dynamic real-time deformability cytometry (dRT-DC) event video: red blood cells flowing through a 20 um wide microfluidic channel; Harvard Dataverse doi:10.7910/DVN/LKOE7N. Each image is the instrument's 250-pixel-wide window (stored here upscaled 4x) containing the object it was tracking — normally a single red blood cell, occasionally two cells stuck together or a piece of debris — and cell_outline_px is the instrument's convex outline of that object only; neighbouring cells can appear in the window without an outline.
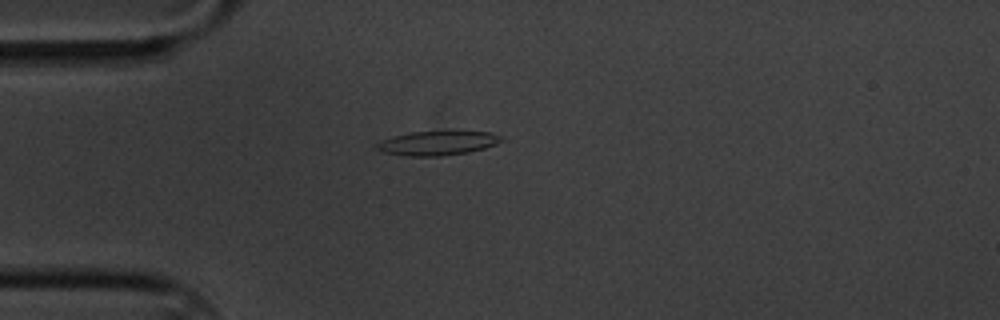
{"species": "common noctule bat (a hibernating species)", "species_latin": "Nyctalus noctula", "temperature_condition": "cold", "stored_images_in_passage": 48, "camera_frame_rate_fps": 3000, "um_per_image_px": 0.085, "animal": {"sex": "male", "body_mass_g": 20.1, "forearm_length_mm": 53.5}, "frame": {"image": 1, "passage_image": 5, "time_ms": 1.333, "image_size_px": [1000, 320], "cell_outline_px": [[504, 140], [496, 144], [484, 148], [468, 152], [440, 156], [412, 156], [380, 152], [372, 148], [372, 144], [380, 140], [392, 136], [412, 132], [492, 132], [500, 136]], "centroid_in_image_um": [37.08, 12.17], "position_along_channel_um": 47.9, "area_um2": 17.63}}
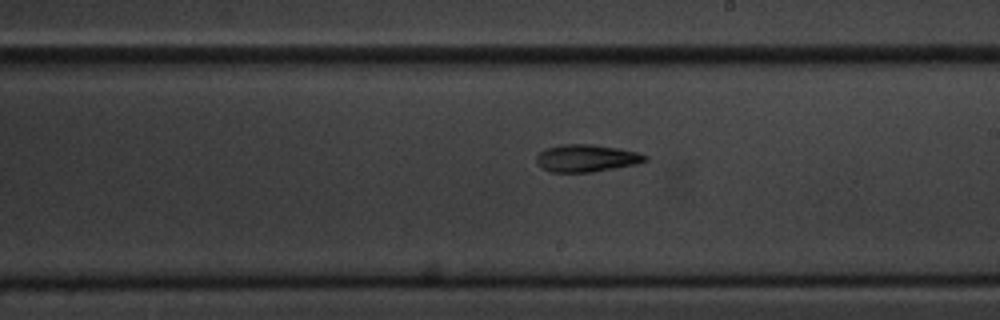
{"frame": {"image": 2, "passage_image": 23, "time_ms": 7.333, "image_size_px": [1000, 320], "cell_outline_px": [[648, 160], [636, 164], [592, 172], [552, 172], [536, 164], [536, 156], [540, 152], [548, 148], [560, 144], [592, 144], [616, 148], [636, 152], [648, 156]], "centroid_in_image_um": [49.84, 13.44], "position_along_channel_um": 239.2, "area_um2": 17.17}}
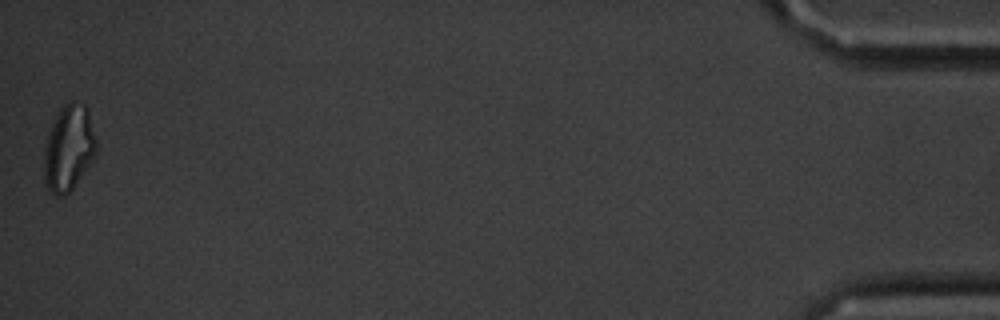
{"frame": {"image": 3, "passage_image": 48, "time_ms": 15.667, "image_size_px": [1000, 320], "cell_outline_px": [[96, 152], [92, 160], [72, 188], [64, 196], [56, 196], [48, 192], [44, 184], [44, 144], [48, 132], [60, 108], [64, 104], [72, 100], [84, 104], [88, 108], [96, 140]], "centroid_in_image_um": [5.81, 12.58], "position_along_channel_um": 429.4, "area_um2": 26.3}, "authors_computed_cell_mechanics": {"area_um2": 17.5712, "velocity_mm_per_s": 3.4055, "shape_relaxation_time_tau1_ms": 5.7639, "shape_relaxation_time_tau2_ms": null, "deformation_change_tau1": 0.1417, "deformation_change_tau2": null}}